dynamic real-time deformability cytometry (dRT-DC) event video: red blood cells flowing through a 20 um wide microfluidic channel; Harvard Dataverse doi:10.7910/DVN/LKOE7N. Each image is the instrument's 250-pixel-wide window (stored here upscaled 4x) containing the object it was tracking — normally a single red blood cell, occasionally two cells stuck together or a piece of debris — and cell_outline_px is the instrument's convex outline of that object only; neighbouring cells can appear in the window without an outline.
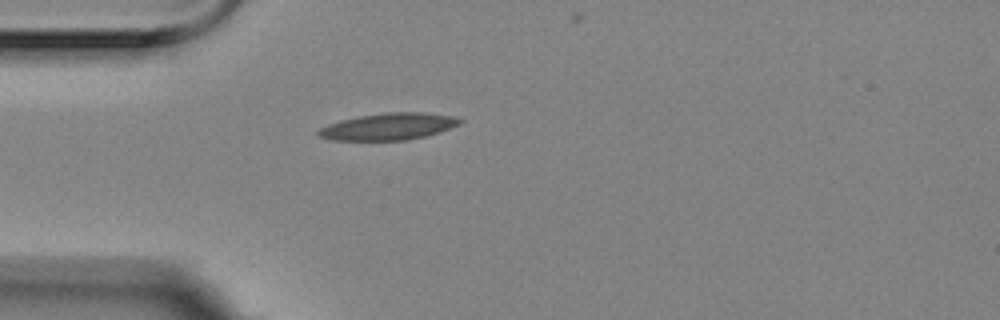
{"species": "Egyptian fruit bat (a non-hibernating species)", "species_latin": "Rousettus aegyptiacus", "temperature_condition": "room temperature", "stored_images_in_passage": 2, "camera_frame_rate_fps": 3000, "um_per_image_px": 0.085, "animal": {"sex": "female"}, "frame": {"image": 1, "passage_image": 1, "time_ms": 0.0, "image_size_px": [1000, 320], "cell_outline_px": [[464, 120], [460, 124], [440, 132], [408, 140], [332, 140], [316, 136], [316, 132], [320, 128], [328, 124], [340, 120], [360, 116], [384, 112], [424, 112], [452, 116]], "centroid_in_image_um": [33.01, 10.75], "position_along_channel_um": 52.0, "area_um2": 22.2}}